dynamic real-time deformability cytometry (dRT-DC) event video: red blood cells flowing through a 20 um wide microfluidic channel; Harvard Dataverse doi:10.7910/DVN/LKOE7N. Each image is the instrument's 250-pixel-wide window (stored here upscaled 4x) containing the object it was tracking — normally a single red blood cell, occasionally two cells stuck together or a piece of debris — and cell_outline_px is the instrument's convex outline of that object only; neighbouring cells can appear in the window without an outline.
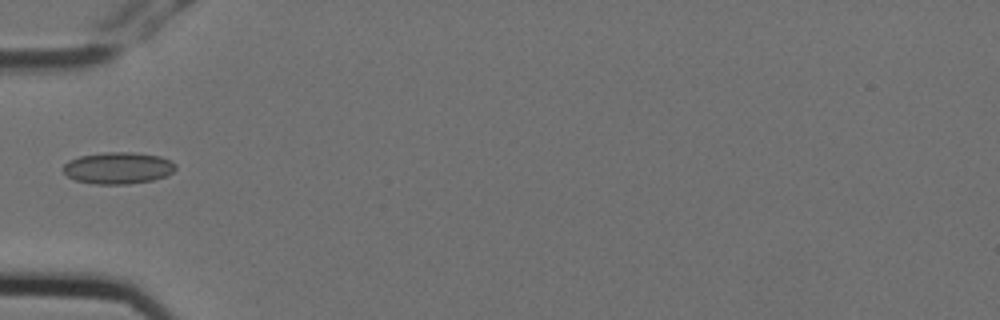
{"species": "Egyptian fruit bat (a non-hibernating species)", "species_latin": "Rousettus aegyptiacus", "temperature_condition": "cold", "stored_images_in_passage": 1, "camera_frame_rate_fps": 3000, "um_per_image_px": 0.085, "animal": {"sex": "female"}, "frame": {"image": 1, "passage_image": 1, "time_ms": 0.0, "image_size_px": [1000, 320], "cell_outline_px": [[176, 168], [168, 176], [152, 180], [128, 184], [92, 184], [76, 180], [68, 176], [64, 172], [64, 164], [68, 160], [80, 156], [104, 152], [132, 152], [160, 156], [172, 160], [176, 164]], "centroid_in_image_um": [10.07, 14.28], "position_along_channel_um": 74.9, "area_um2": 20.92}}